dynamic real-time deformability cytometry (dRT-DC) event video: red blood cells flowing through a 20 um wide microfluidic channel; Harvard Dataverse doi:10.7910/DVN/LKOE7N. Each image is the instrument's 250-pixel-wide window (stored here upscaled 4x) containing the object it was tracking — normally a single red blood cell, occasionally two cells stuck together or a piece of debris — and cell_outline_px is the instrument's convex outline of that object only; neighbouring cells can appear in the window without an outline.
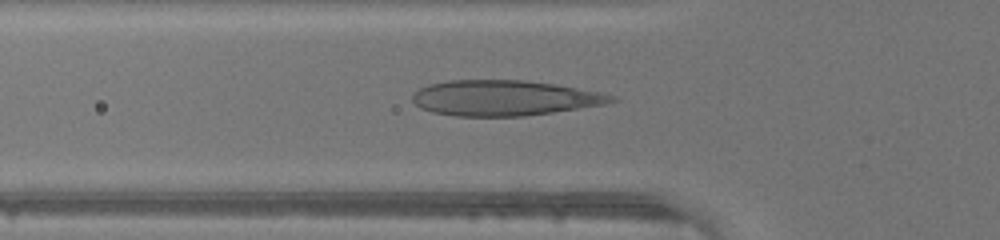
{"species": "human", "species_latin": "Homo sapiens", "temperature_condition": "warm", "stored_images_in_passage": 45, "camera_frame_rate_fps": 3000, "um_per_image_px": 0.085, "donor": {"sex": "male"}, "frame": {"image": 1, "passage_image": 15, "time_ms": 4.667, "image_size_px": [1000, 240], "cell_outline_px": [[620, 100], [608, 104], [524, 116], [456, 116], [432, 112], [420, 108], [412, 100], [412, 96], [420, 88], [428, 84], [448, 80], [524, 80], [556, 84], [600, 92], [616, 96]], "centroid_in_image_um": [42.9, 8.32], "position_along_channel_um": 82.9, "area_um2": 41.21}}
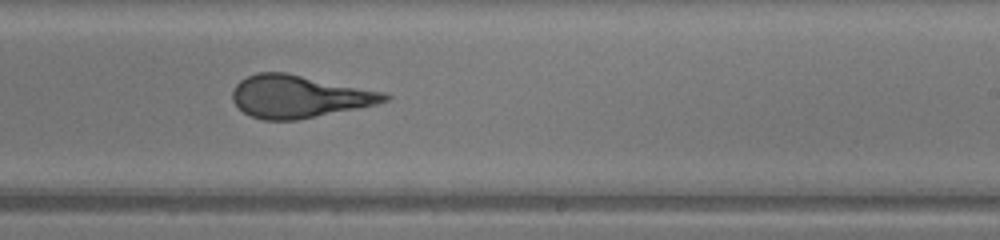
{"frame": {"image": 2, "passage_image": 27, "time_ms": 8.667, "image_size_px": [1000, 240], "cell_outline_px": [[392, 96], [388, 100], [376, 104], [296, 120], [264, 120], [252, 116], [244, 112], [232, 100], [232, 92], [236, 84], [240, 80], [256, 72], [284, 72], [384, 92]], "centroid_in_image_um": [25.39, 8.19], "position_along_channel_um": 263.6, "area_um2": 37.22}}
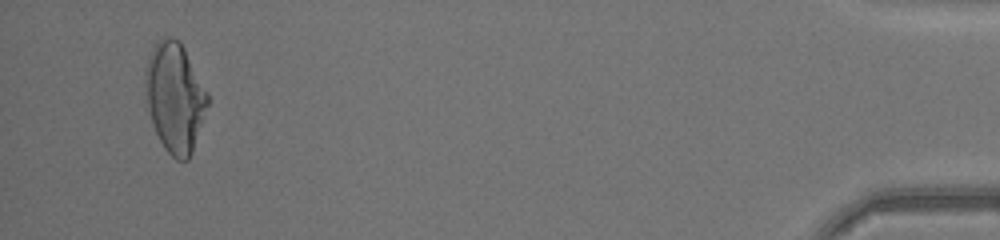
{"frame": {"image": 3, "passage_image": 43, "time_ms": 14.0, "image_size_px": [1000, 240], "cell_outline_px": [[208, 104], [192, 152], [188, 160], [176, 160], [164, 148], [152, 124], [148, 108], [144, 88], [144, 68], [148, 56], [156, 40], [164, 36], [172, 36], [180, 40], [208, 92]], "centroid_in_image_um": [14.83, 8.22], "position_along_channel_um": 420.4, "area_um2": 40.11}}